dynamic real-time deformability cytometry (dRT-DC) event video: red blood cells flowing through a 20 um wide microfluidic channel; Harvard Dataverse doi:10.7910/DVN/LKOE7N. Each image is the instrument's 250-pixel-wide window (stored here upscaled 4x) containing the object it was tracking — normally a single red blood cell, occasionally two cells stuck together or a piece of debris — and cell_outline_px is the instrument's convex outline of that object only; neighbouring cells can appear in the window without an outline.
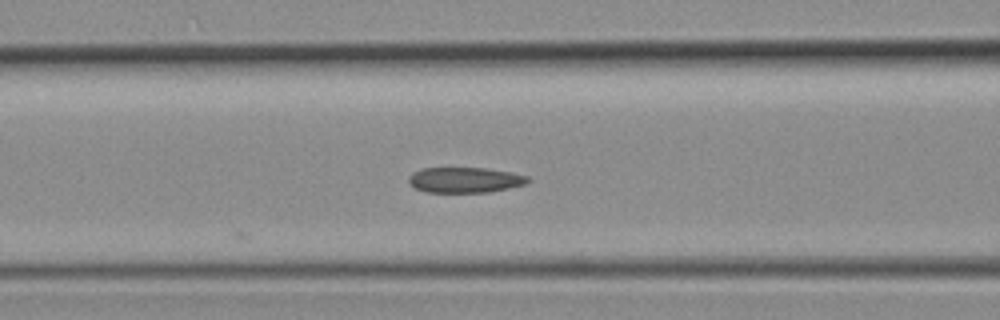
{"species": "common noctule bat (a hibernating species)", "species_latin": "Nyctalus noctula", "temperature_condition": "room temperature", "stored_images_in_passage": 5, "camera_frame_rate_fps": 3000, "um_per_image_px": 0.085, "animal": {"sex": "female", "body_mass_g": 19.3, "forearm_length_mm": 54.1}, "frame": {"image": 1, "passage_image": 5, "time_ms": 1.333, "image_size_px": [1000, 320], "cell_outline_px": [[532, 180], [528, 184], [488, 192], [424, 192], [408, 184], [408, 176], [412, 172], [420, 168], [488, 168], [512, 172], [528, 176]], "centroid_in_image_um": [39.52, 15.29], "position_along_channel_um": 127.1, "area_um2": 17.98}}